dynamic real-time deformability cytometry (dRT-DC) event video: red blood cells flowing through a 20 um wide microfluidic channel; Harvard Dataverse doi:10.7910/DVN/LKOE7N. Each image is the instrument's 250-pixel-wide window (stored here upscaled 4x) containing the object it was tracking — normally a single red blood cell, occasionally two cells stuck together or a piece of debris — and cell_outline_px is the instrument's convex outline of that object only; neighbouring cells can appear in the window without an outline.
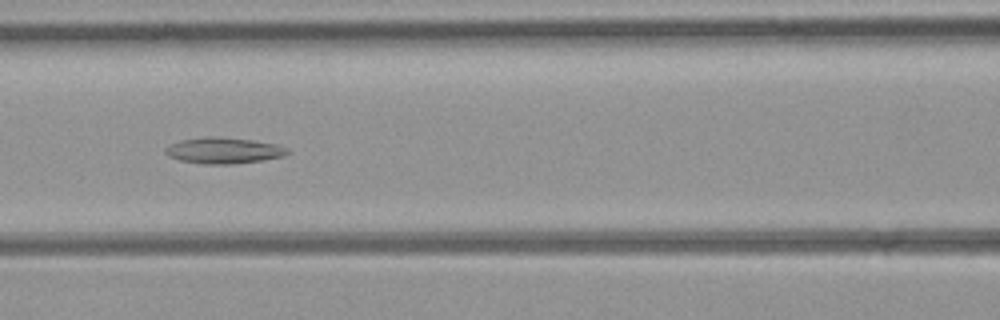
{"species": "common noctule bat (a hibernating species)", "species_latin": "Nyctalus noctula", "temperature_condition": "room temperature", "stored_images_in_passage": 52, "camera_frame_rate_fps": 3000, "um_per_image_px": 0.085, "animal": {"sex": "female", "body_mass_g": 21.9}, "frame": {"image": 1, "passage_image": 22, "time_ms": 7.0, "image_size_px": [1000, 320], "cell_outline_px": [[292, 152], [284, 156], [264, 160], [232, 164], [204, 164], [180, 160], [168, 156], [164, 152], [164, 148], [172, 144], [184, 140], [208, 136], [216, 136], [252, 140], [276, 144], [288, 148]], "centroid_in_image_um": [19.06, 12.8], "position_along_channel_um": 147.5, "area_um2": 18.55}}
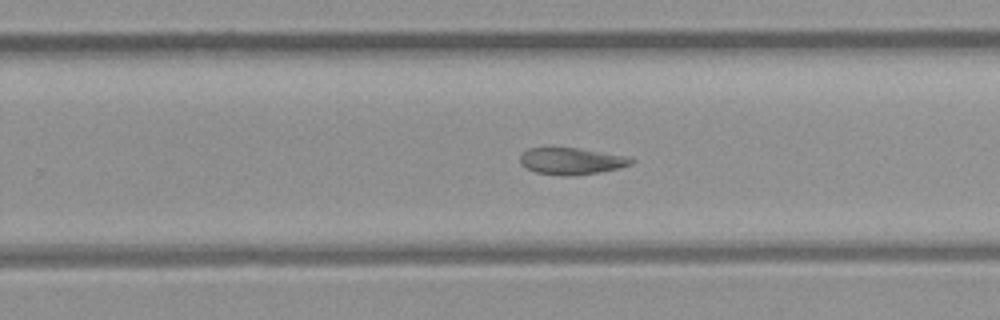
{"frame": {"image": 2, "passage_image": 32, "time_ms": 10.333, "image_size_px": [1000, 320], "cell_outline_px": [[632, 164], [600, 172], [572, 176], [560, 176], [536, 172], [520, 164], [520, 156], [528, 148], [552, 144], [624, 156], [632, 160]], "centroid_in_image_um": [48.44, 13.66], "position_along_channel_um": 281.4, "area_um2": 17.63}}
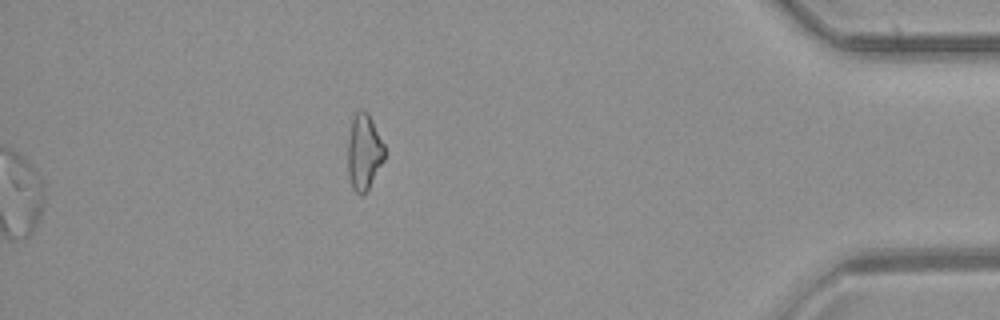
{"frame": {"image": 3, "passage_image": 52, "time_ms": 17.0, "image_size_px": [1000, 320], "cell_outline_px": [[384, 160], [368, 188], [360, 196], [352, 188], [348, 176], [348, 140], [352, 116], [360, 108], [368, 112], [384, 144]], "centroid_in_image_um": [30.92, 12.88], "position_along_channel_um": 404.3, "area_um2": 16.24}}